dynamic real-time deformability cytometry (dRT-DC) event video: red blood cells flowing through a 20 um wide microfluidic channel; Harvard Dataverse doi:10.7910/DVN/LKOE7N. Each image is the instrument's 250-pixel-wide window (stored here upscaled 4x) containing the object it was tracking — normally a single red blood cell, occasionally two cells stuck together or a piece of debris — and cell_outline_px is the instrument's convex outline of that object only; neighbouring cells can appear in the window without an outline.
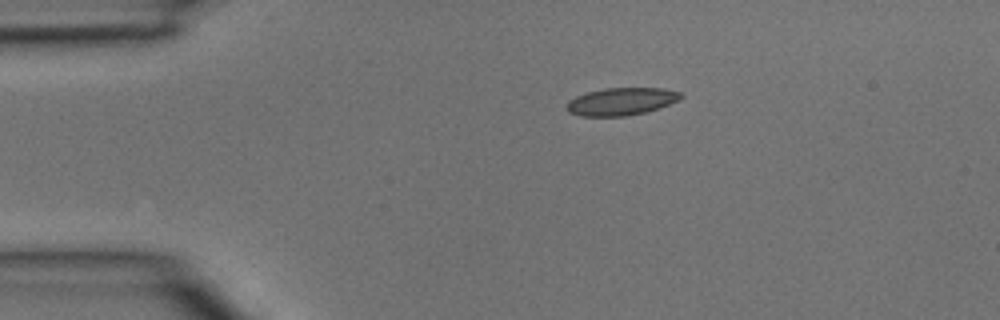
{"species": "common noctule bat (a hibernating species)", "species_latin": "Nyctalus noctula", "temperature_condition": "room temperature", "stored_images_in_passage": 1, "camera_frame_rate_fps": 3000, "um_per_image_px": 0.085, "animal": {"sex": "male", "body_mass_g": 15.6}, "frame": {"image": 1, "passage_image": 1, "time_ms": 0.0, "image_size_px": [1000, 320], "cell_outline_px": [[684, 96], [680, 100], [644, 112], [628, 116], [580, 116], [568, 112], [568, 100], [576, 96], [588, 92], [604, 88], [664, 88], [680, 92]], "centroid_in_image_um": [52.82, 8.62], "position_along_channel_um": 32.2, "area_um2": 18.21}}